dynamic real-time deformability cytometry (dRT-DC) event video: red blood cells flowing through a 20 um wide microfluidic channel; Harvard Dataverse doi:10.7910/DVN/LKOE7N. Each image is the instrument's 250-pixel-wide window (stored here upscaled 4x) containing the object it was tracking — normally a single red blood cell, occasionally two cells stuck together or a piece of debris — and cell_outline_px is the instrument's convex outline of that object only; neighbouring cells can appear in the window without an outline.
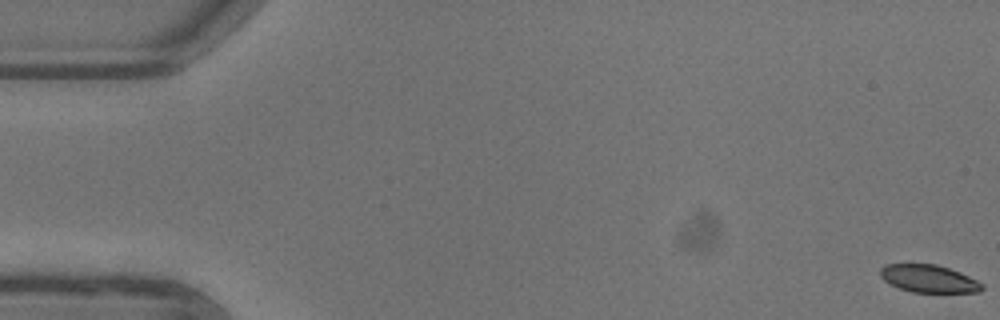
{"species": "common noctule bat (a hibernating species)", "species_latin": "Nyctalus noctula", "temperature_condition": "warm", "stored_images_in_passage": 54, "camera_frame_rate_fps": 3000, "um_per_image_px": 0.085, "animal": {"sex": "female"}, "frame": {"image": 1, "passage_image": 1, "time_ms": 0.0, "image_size_px": [1000, 320], "cell_outline_px": [[984, 288], [980, 292], [912, 292], [900, 288], [884, 280], [880, 276], [880, 268], [884, 264], [936, 264], [960, 272], [984, 284]], "centroid_in_image_um": [78.95, 23.68], "position_along_channel_um": 6.1, "area_um2": 16.3}}
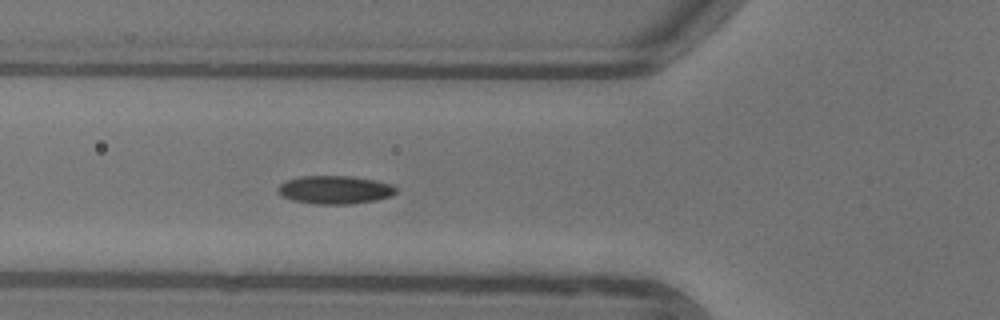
{"frame": {"image": 2, "passage_image": 20, "time_ms": 6.333, "image_size_px": [1000, 320], "cell_outline_px": [[396, 192], [392, 196], [376, 200], [352, 204], [312, 204], [292, 200], [280, 196], [276, 192], [276, 188], [280, 184], [288, 180], [300, 176], [352, 176], [376, 180], [392, 184], [396, 188]], "centroid_in_image_um": [28.44, 16.14], "position_along_channel_um": 97.4, "area_um2": 19.71}}
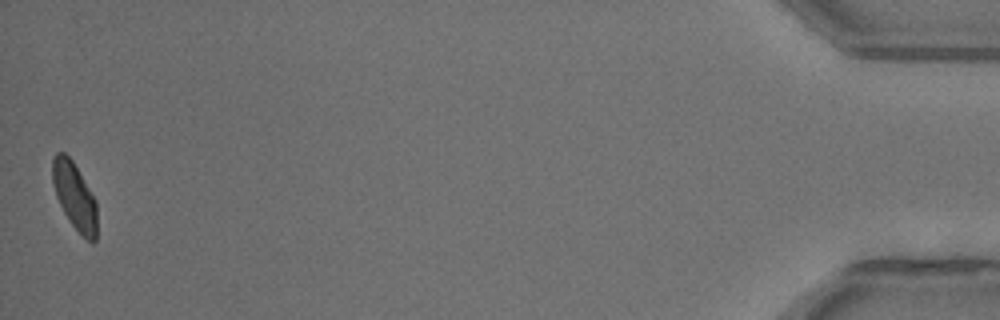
{"frame": {"image": 3, "passage_image": 53, "time_ms": 17.333, "image_size_px": [1000, 320], "cell_outline_px": [[96, 240], [92, 244], [72, 224], [64, 212], [56, 196], [52, 184], [52, 160], [56, 152], [64, 152], [72, 160], [96, 200]], "centroid_in_image_um": [6.32, 16.64], "position_along_channel_um": 428.9, "area_um2": 17.17}}